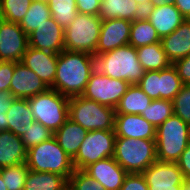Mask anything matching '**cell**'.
Listing matches in <instances>:
<instances>
[{"label":"cell","instance_id":"6da1fadb","mask_svg":"<svg viewBox=\"0 0 190 190\" xmlns=\"http://www.w3.org/2000/svg\"><path fill=\"white\" fill-rule=\"evenodd\" d=\"M94 70V55L64 49L58 54L54 84L50 88L68 98L81 96Z\"/></svg>","mask_w":190,"mask_h":190},{"label":"cell","instance_id":"7a4b0ae2","mask_svg":"<svg viewBox=\"0 0 190 190\" xmlns=\"http://www.w3.org/2000/svg\"><path fill=\"white\" fill-rule=\"evenodd\" d=\"M95 69L112 78L138 84L145 70L142 68L136 48L132 45L118 47L101 55H94Z\"/></svg>","mask_w":190,"mask_h":190},{"label":"cell","instance_id":"3957f363","mask_svg":"<svg viewBox=\"0 0 190 190\" xmlns=\"http://www.w3.org/2000/svg\"><path fill=\"white\" fill-rule=\"evenodd\" d=\"M26 164L29 170L55 173L67 179L75 171L73 159L60 147L54 136L28 149Z\"/></svg>","mask_w":190,"mask_h":190},{"label":"cell","instance_id":"277c9868","mask_svg":"<svg viewBox=\"0 0 190 190\" xmlns=\"http://www.w3.org/2000/svg\"><path fill=\"white\" fill-rule=\"evenodd\" d=\"M156 157L159 162L176 163L189 142V125L173 114L156 128Z\"/></svg>","mask_w":190,"mask_h":190},{"label":"cell","instance_id":"5b68a950","mask_svg":"<svg viewBox=\"0 0 190 190\" xmlns=\"http://www.w3.org/2000/svg\"><path fill=\"white\" fill-rule=\"evenodd\" d=\"M114 159L127 173H142L157 161L155 140L116 138Z\"/></svg>","mask_w":190,"mask_h":190},{"label":"cell","instance_id":"8992f818","mask_svg":"<svg viewBox=\"0 0 190 190\" xmlns=\"http://www.w3.org/2000/svg\"><path fill=\"white\" fill-rule=\"evenodd\" d=\"M33 118L55 133L69 118V98L57 90L46 92L28 99Z\"/></svg>","mask_w":190,"mask_h":190},{"label":"cell","instance_id":"52a82bcc","mask_svg":"<svg viewBox=\"0 0 190 190\" xmlns=\"http://www.w3.org/2000/svg\"><path fill=\"white\" fill-rule=\"evenodd\" d=\"M115 109L81 96L69 98V119L88 132L114 130Z\"/></svg>","mask_w":190,"mask_h":190},{"label":"cell","instance_id":"ba28073f","mask_svg":"<svg viewBox=\"0 0 190 190\" xmlns=\"http://www.w3.org/2000/svg\"><path fill=\"white\" fill-rule=\"evenodd\" d=\"M102 20L95 15L78 13L64 28L66 50L96 55Z\"/></svg>","mask_w":190,"mask_h":190},{"label":"cell","instance_id":"9c48e42d","mask_svg":"<svg viewBox=\"0 0 190 190\" xmlns=\"http://www.w3.org/2000/svg\"><path fill=\"white\" fill-rule=\"evenodd\" d=\"M116 135L114 130H92L86 133L76 157L75 169L84 170L87 166L108 157H114Z\"/></svg>","mask_w":190,"mask_h":190},{"label":"cell","instance_id":"30bf717a","mask_svg":"<svg viewBox=\"0 0 190 190\" xmlns=\"http://www.w3.org/2000/svg\"><path fill=\"white\" fill-rule=\"evenodd\" d=\"M129 86L127 81L112 79L95 69L82 96L115 109Z\"/></svg>","mask_w":190,"mask_h":190},{"label":"cell","instance_id":"8fae6325","mask_svg":"<svg viewBox=\"0 0 190 190\" xmlns=\"http://www.w3.org/2000/svg\"><path fill=\"white\" fill-rule=\"evenodd\" d=\"M142 175L149 190H183L185 178L177 163L156 161Z\"/></svg>","mask_w":190,"mask_h":190},{"label":"cell","instance_id":"7c38bea8","mask_svg":"<svg viewBox=\"0 0 190 190\" xmlns=\"http://www.w3.org/2000/svg\"><path fill=\"white\" fill-rule=\"evenodd\" d=\"M27 48L28 35L19 23L8 22L0 18V59L20 62Z\"/></svg>","mask_w":190,"mask_h":190},{"label":"cell","instance_id":"4fadbf2b","mask_svg":"<svg viewBox=\"0 0 190 190\" xmlns=\"http://www.w3.org/2000/svg\"><path fill=\"white\" fill-rule=\"evenodd\" d=\"M132 22L126 19L102 20L96 55L129 44Z\"/></svg>","mask_w":190,"mask_h":190},{"label":"cell","instance_id":"5bb4252c","mask_svg":"<svg viewBox=\"0 0 190 190\" xmlns=\"http://www.w3.org/2000/svg\"><path fill=\"white\" fill-rule=\"evenodd\" d=\"M28 46L59 54L65 49L64 28L51 17L28 35Z\"/></svg>","mask_w":190,"mask_h":190},{"label":"cell","instance_id":"9a60e30c","mask_svg":"<svg viewBox=\"0 0 190 190\" xmlns=\"http://www.w3.org/2000/svg\"><path fill=\"white\" fill-rule=\"evenodd\" d=\"M49 87L21 62H16L10 83V93L15 98L29 99L37 94L46 92Z\"/></svg>","mask_w":190,"mask_h":190},{"label":"cell","instance_id":"2e32d148","mask_svg":"<svg viewBox=\"0 0 190 190\" xmlns=\"http://www.w3.org/2000/svg\"><path fill=\"white\" fill-rule=\"evenodd\" d=\"M57 60L58 54L28 46L20 62L34 71L50 88L54 84Z\"/></svg>","mask_w":190,"mask_h":190},{"label":"cell","instance_id":"e0dca14e","mask_svg":"<svg viewBox=\"0 0 190 190\" xmlns=\"http://www.w3.org/2000/svg\"><path fill=\"white\" fill-rule=\"evenodd\" d=\"M83 171L101 183L106 190H120L128 174L114 157L101 159L87 166Z\"/></svg>","mask_w":190,"mask_h":190},{"label":"cell","instance_id":"ac0fdd59","mask_svg":"<svg viewBox=\"0 0 190 190\" xmlns=\"http://www.w3.org/2000/svg\"><path fill=\"white\" fill-rule=\"evenodd\" d=\"M144 17L156 29L160 39L171 34L186 20L174 4L148 7L144 10Z\"/></svg>","mask_w":190,"mask_h":190},{"label":"cell","instance_id":"d6986e66","mask_svg":"<svg viewBox=\"0 0 190 190\" xmlns=\"http://www.w3.org/2000/svg\"><path fill=\"white\" fill-rule=\"evenodd\" d=\"M114 131L116 138L149 140L156 138V128L141 115H116Z\"/></svg>","mask_w":190,"mask_h":190},{"label":"cell","instance_id":"ffe728a7","mask_svg":"<svg viewBox=\"0 0 190 190\" xmlns=\"http://www.w3.org/2000/svg\"><path fill=\"white\" fill-rule=\"evenodd\" d=\"M169 61H176L190 54V19H186L175 31L161 39Z\"/></svg>","mask_w":190,"mask_h":190},{"label":"cell","instance_id":"44dd1931","mask_svg":"<svg viewBox=\"0 0 190 190\" xmlns=\"http://www.w3.org/2000/svg\"><path fill=\"white\" fill-rule=\"evenodd\" d=\"M144 16V10L134 0H101L98 17L101 20L134 21Z\"/></svg>","mask_w":190,"mask_h":190},{"label":"cell","instance_id":"7402d4cb","mask_svg":"<svg viewBox=\"0 0 190 190\" xmlns=\"http://www.w3.org/2000/svg\"><path fill=\"white\" fill-rule=\"evenodd\" d=\"M27 150L20 137L9 130L0 131V168L26 163Z\"/></svg>","mask_w":190,"mask_h":190},{"label":"cell","instance_id":"603a6c76","mask_svg":"<svg viewBox=\"0 0 190 190\" xmlns=\"http://www.w3.org/2000/svg\"><path fill=\"white\" fill-rule=\"evenodd\" d=\"M87 132L88 131L78 123L68 118L67 121L54 133V137L66 154L71 159H74Z\"/></svg>","mask_w":190,"mask_h":190},{"label":"cell","instance_id":"cb8c5ba5","mask_svg":"<svg viewBox=\"0 0 190 190\" xmlns=\"http://www.w3.org/2000/svg\"><path fill=\"white\" fill-rule=\"evenodd\" d=\"M8 130L21 137L35 121L28 99L15 98L7 111Z\"/></svg>","mask_w":190,"mask_h":190},{"label":"cell","instance_id":"d4e9b609","mask_svg":"<svg viewBox=\"0 0 190 190\" xmlns=\"http://www.w3.org/2000/svg\"><path fill=\"white\" fill-rule=\"evenodd\" d=\"M149 98L137 84L130 85L115 108L116 115H141L150 105Z\"/></svg>","mask_w":190,"mask_h":190},{"label":"cell","instance_id":"484cf974","mask_svg":"<svg viewBox=\"0 0 190 190\" xmlns=\"http://www.w3.org/2000/svg\"><path fill=\"white\" fill-rule=\"evenodd\" d=\"M138 60L145 71H160L172 65L161 42L138 47Z\"/></svg>","mask_w":190,"mask_h":190},{"label":"cell","instance_id":"4316f807","mask_svg":"<svg viewBox=\"0 0 190 190\" xmlns=\"http://www.w3.org/2000/svg\"><path fill=\"white\" fill-rule=\"evenodd\" d=\"M68 179L55 173L28 171L23 190H66Z\"/></svg>","mask_w":190,"mask_h":190},{"label":"cell","instance_id":"83f0119b","mask_svg":"<svg viewBox=\"0 0 190 190\" xmlns=\"http://www.w3.org/2000/svg\"><path fill=\"white\" fill-rule=\"evenodd\" d=\"M156 42H161L156 29L146 19V17L138 18L132 21L130 29L129 45L138 48L145 45H150Z\"/></svg>","mask_w":190,"mask_h":190},{"label":"cell","instance_id":"f1b7e54d","mask_svg":"<svg viewBox=\"0 0 190 190\" xmlns=\"http://www.w3.org/2000/svg\"><path fill=\"white\" fill-rule=\"evenodd\" d=\"M52 17L47 0L32 1L26 15L19 23L23 31L29 35L42 23Z\"/></svg>","mask_w":190,"mask_h":190},{"label":"cell","instance_id":"f546056e","mask_svg":"<svg viewBox=\"0 0 190 190\" xmlns=\"http://www.w3.org/2000/svg\"><path fill=\"white\" fill-rule=\"evenodd\" d=\"M158 85L159 99L173 101L183 85L181 78L178 76L177 69L173 64L166 69L160 70Z\"/></svg>","mask_w":190,"mask_h":190},{"label":"cell","instance_id":"4dcf8cb0","mask_svg":"<svg viewBox=\"0 0 190 190\" xmlns=\"http://www.w3.org/2000/svg\"><path fill=\"white\" fill-rule=\"evenodd\" d=\"M52 18L66 28L78 14L76 0H47Z\"/></svg>","mask_w":190,"mask_h":190},{"label":"cell","instance_id":"1f68e13d","mask_svg":"<svg viewBox=\"0 0 190 190\" xmlns=\"http://www.w3.org/2000/svg\"><path fill=\"white\" fill-rule=\"evenodd\" d=\"M173 114V101L157 99L152 100L141 116L157 128Z\"/></svg>","mask_w":190,"mask_h":190},{"label":"cell","instance_id":"d6a6232c","mask_svg":"<svg viewBox=\"0 0 190 190\" xmlns=\"http://www.w3.org/2000/svg\"><path fill=\"white\" fill-rule=\"evenodd\" d=\"M32 0H0V18L20 23L30 8Z\"/></svg>","mask_w":190,"mask_h":190},{"label":"cell","instance_id":"836d02e7","mask_svg":"<svg viewBox=\"0 0 190 190\" xmlns=\"http://www.w3.org/2000/svg\"><path fill=\"white\" fill-rule=\"evenodd\" d=\"M28 171L26 163L0 168L2 179L8 190H23Z\"/></svg>","mask_w":190,"mask_h":190},{"label":"cell","instance_id":"e575fe53","mask_svg":"<svg viewBox=\"0 0 190 190\" xmlns=\"http://www.w3.org/2000/svg\"><path fill=\"white\" fill-rule=\"evenodd\" d=\"M54 136L47 127L43 126L38 121H34L32 126L20 137L26 150L40 144L41 142L47 141Z\"/></svg>","mask_w":190,"mask_h":190},{"label":"cell","instance_id":"d590c367","mask_svg":"<svg viewBox=\"0 0 190 190\" xmlns=\"http://www.w3.org/2000/svg\"><path fill=\"white\" fill-rule=\"evenodd\" d=\"M174 114L182 121L190 124V85L183 84L179 93L173 99Z\"/></svg>","mask_w":190,"mask_h":190},{"label":"cell","instance_id":"8d00e7d4","mask_svg":"<svg viewBox=\"0 0 190 190\" xmlns=\"http://www.w3.org/2000/svg\"><path fill=\"white\" fill-rule=\"evenodd\" d=\"M70 190H106L101 183H98L83 170L75 169L68 179Z\"/></svg>","mask_w":190,"mask_h":190},{"label":"cell","instance_id":"74e56055","mask_svg":"<svg viewBox=\"0 0 190 190\" xmlns=\"http://www.w3.org/2000/svg\"><path fill=\"white\" fill-rule=\"evenodd\" d=\"M158 78H160V71H145L143 77L137 84L152 100L159 99Z\"/></svg>","mask_w":190,"mask_h":190},{"label":"cell","instance_id":"f35d334b","mask_svg":"<svg viewBox=\"0 0 190 190\" xmlns=\"http://www.w3.org/2000/svg\"><path fill=\"white\" fill-rule=\"evenodd\" d=\"M15 97L8 91L0 92V131L8 130L7 111Z\"/></svg>","mask_w":190,"mask_h":190},{"label":"cell","instance_id":"ab89813d","mask_svg":"<svg viewBox=\"0 0 190 190\" xmlns=\"http://www.w3.org/2000/svg\"><path fill=\"white\" fill-rule=\"evenodd\" d=\"M120 190H149L142 173H128Z\"/></svg>","mask_w":190,"mask_h":190},{"label":"cell","instance_id":"60d3db41","mask_svg":"<svg viewBox=\"0 0 190 190\" xmlns=\"http://www.w3.org/2000/svg\"><path fill=\"white\" fill-rule=\"evenodd\" d=\"M16 62L2 61L0 63V92H10V83Z\"/></svg>","mask_w":190,"mask_h":190},{"label":"cell","instance_id":"b9f144b4","mask_svg":"<svg viewBox=\"0 0 190 190\" xmlns=\"http://www.w3.org/2000/svg\"><path fill=\"white\" fill-rule=\"evenodd\" d=\"M173 66L177 69L178 76L183 84L190 85V54L178 61Z\"/></svg>","mask_w":190,"mask_h":190},{"label":"cell","instance_id":"7bdbcfd3","mask_svg":"<svg viewBox=\"0 0 190 190\" xmlns=\"http://www.w3.org/2000/svg\"><path fill=\"white\" fill-rule=\"evenodd\" d=\"M101 0H76L78 13L98 16Z\"/></svg>","mask_w":190,"mask_h":190},{"label":"cell","instance_id":"ee69618b","mask_svg":"<svg viewBox=\"0 0 190 190\" xmlns=\"http://www.w3.org/2000/svg\"><path fill=\"white\" fill-rule=\"evenodd\" d=\"M185 179H190V143L176 162Z\"/></svg>","mask_w":190,"mask_h":190},{"label":"cell","instance_id":"f6af8a7d","mask_svg":"<svg viewBox=\"0 0 190 190\" xmlns=\"http://www.w3.org/2000/svg\"><path fill=\"white\" fill-rule=\"evenodd\" d=\"M174 5L185 19H190V0H175Z\"/></svg>","mask_w":190,"mask_h":190},{"label":"cell","instance_id":"bcb514c9","mask_svg":"<svg viewBox=\"0 0 190 190\" xmlns=\"http://www.w3.org/2000/svg\"><path fill=\"white\" fill-rule=\"evenodd\" d=\"M175 0H151L150 7H159L165 4H174Z\"/></svg>","mask_w":190,"mask_h":190},{"label":"cell","instance_id":"7dc6e473","mask_svg":"<svg viewBox=\"0 0 190 190\" xmlns=\"http://www.w3.org/2000/svg\"><path fill=\"white\" fill-rule=\"evenodd\" d=\"M143 10L150 7L151 0H134Z\"/></svg>","mask_w":190,"mask_h":190},{"label":"cell","instance_id":"c3c4849f","mask_svg":"<svg viewBox=\"0 0 190 190\" xmlns=\"http://www.w3.org/2000/svg\"><path fill=\"white\" fill-rule=\"evenodd\" d=\"M183 190H190V179L184 180Z\"/></svg>","mask_w":190,"mask_h":190},{"label":"cell","instance_id":"681fc988","mask_svg":"<svg viewBox=\"0 0 190 190\" xmlns=\"http://www.w3.org/2000/svg\"><path fill=\"white\" fill-rule=\"evenodd\" d=\"M0 190H8L0 173Z\"/></svg>","mask_w":190,"mask_h":190},{"label":"cell","instance_id":"f907efd6","mask_svg":"<svg viewBox=\"0 0 190 190\" xmlns=\"http://www.w3.org/2000/svg\"><path fill=\"white\" fill-rule=\"evenodd\" d=\"M189 142H190V124H189Z\"/></svg>","mask_w":190,"mask_h":190}]
</instances>
